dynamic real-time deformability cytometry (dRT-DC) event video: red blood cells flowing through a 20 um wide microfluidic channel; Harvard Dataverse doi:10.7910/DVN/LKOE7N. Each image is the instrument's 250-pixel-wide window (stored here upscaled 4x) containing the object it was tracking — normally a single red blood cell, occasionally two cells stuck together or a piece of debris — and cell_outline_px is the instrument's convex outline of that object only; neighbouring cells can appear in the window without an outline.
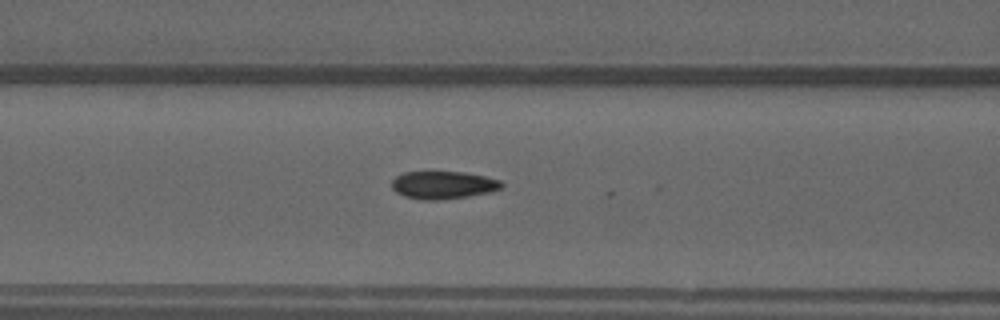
{"species": "common noctule bat (a hibernating species)", "species_latin": "Nyctalus noctula", "temperature_condition": "warm", "stored_images_in_passage": 20, "camera_frame_rate_fps": 3000, "um_per_image_px": 0.085, "animal": {"sex": "male", "forearm_length_mm": 52.5}, "frame": {"image": 1, "passage_image": 11, "time_ms": 3.333, "image_size_px": [1000, 320], "cell_outline_px": [[504, 184], [500, 188], [488, 192], [468, 196], [440, 200], [420, 200], [404, 196], [396, 192], [392, 188], [392, 180], [396, 176], [404, 172], [464, 172], [484, 176], [500, 180]], "centroid_in_image_um": [37.64, 15.73], "position_along_channel_um": 129.0, "area_um2": 17.69}}
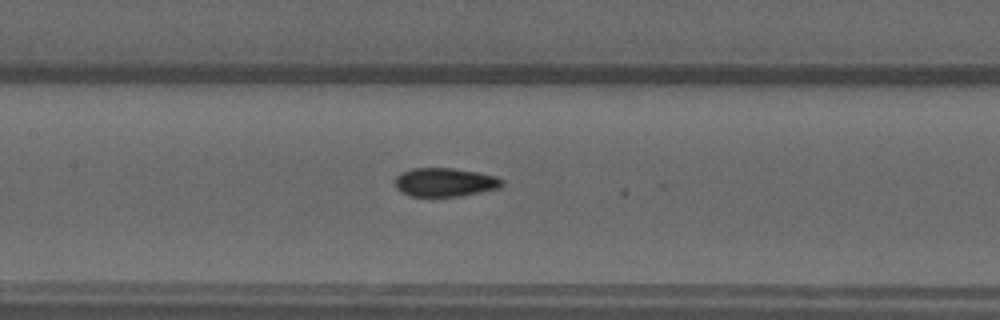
{"frame": {"image": 2, "passage_image": 14, "time_ms": 4.333, "image_size_px": [1000, 320], "cell_outline_px": [[504, 184], [500, 188], [460, 196], [408, 196], [400, 192], [396, 188], [396, 176], [400, 172], [412, 168], [452, 168], [476, 172], [496, 176], [504, 180]], "centroid_in_image_um": [37.81, 15.49], "position_along_channel_um": 169.6, "area_um2": 17.98}}
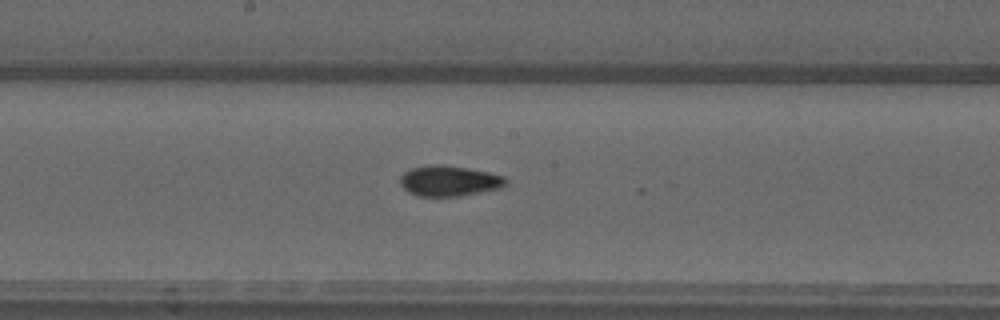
{"frame": {"image": 3, "passage_image": 17, "time_ms": 5.333, "image_size_px": [1000, 320], "cell_outline_px": [[508, 180], [500, 188], [460, 196], [420, 196], [408, 192], [400, 184], [400, 176], [404, 172], [412, 168], [432, 164], [440, 164], [488, 172], [504, 176]], "centroid_in_image_um": [38.15, 15.38], "position_along_channel_um": 210.0, "area_um2": 18.61}}